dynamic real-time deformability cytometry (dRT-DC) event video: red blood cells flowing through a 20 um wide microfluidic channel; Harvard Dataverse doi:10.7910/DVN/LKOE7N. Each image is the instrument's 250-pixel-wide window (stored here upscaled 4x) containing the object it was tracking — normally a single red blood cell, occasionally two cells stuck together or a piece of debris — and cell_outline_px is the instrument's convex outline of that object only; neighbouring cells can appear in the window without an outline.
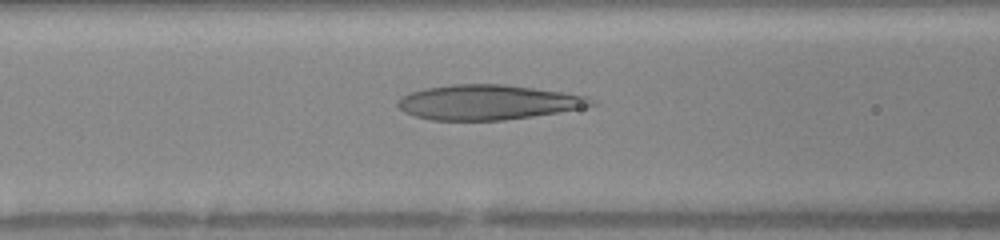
{"species": "human", "species_latin": "Homo sapiens", "temperature_condition": "warm", "stored_images_in_passage": 34, "camera_frame_rate_fps": 3000, "um_per_image_px": 0.085, "donor": {"sex": "female"}, "frame": {"image": 1, "passage_image": 6, "time_ms": 1.667, "image_size_px": [1000, 240], "cell_outline_px": [[600, 104], [580, 108], [532, 116], [504, 120], [432, 120], [416, 116], [404, 112], [396, 104], [396, 100], [412, 92], [428, 88], [452, 84], [504, 84], [588, 96]], "centroid_in_image_um": [41.48, 8.69], "position_along_channel_um": 125.1, "area_um2": 38.96}}
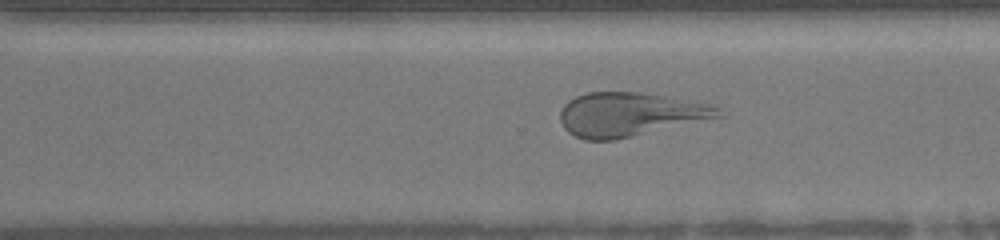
{"frame": {"image": 2, "passage_image": 20, "time_ms": 6.333, "image_size_px": [1000, 240], "cell_outline_px": [[724, 116], [616, 140], [584, 140], [568, 132], [564, 128], [560, 120], [560, 112], [564, 104], [568, 100], [576, 96], [588, 92], [640, 92], [720, 108]], "centroid_in_image_um": [53.44, 9.74], "position_along_channel_um": 317.2, "area_um2": 39.82}}
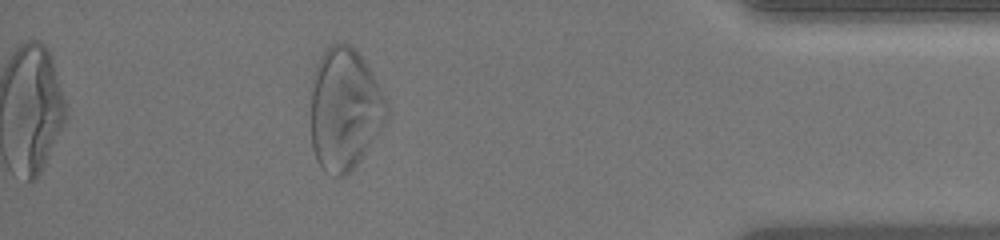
{"frame": {"image": 3, "passage_image": 29, "time_ms": 9.333, "image_size_px": [1000, 240], "cell_outline_px": [[388, 116], [384, 124], [356, 168], [344, 176], [336, 176], [324, 172], [316, 160], [312, 148], [312, 76], [316, 64], [320, 56], [332, 44], [348, 44], [356, 48], [364, 60], [380, 88], [388, 104]], "centroid_in_image_um": [29.29, 9.31], "position_along_channel_um": 405.9, "area_um2": 54.16}, "authors_computed_cell_mechanics": {"area_um2": 40.1999, "velocity_mm_per_s": 4.1272, "shape_relaxation_time_tau1_ms": 6.1472, "shape_relaxation_time_tau2_ms": 1.5433, "deformation_change_tau1": 0.2381, "deformation_change_tau2": 0.1294}}